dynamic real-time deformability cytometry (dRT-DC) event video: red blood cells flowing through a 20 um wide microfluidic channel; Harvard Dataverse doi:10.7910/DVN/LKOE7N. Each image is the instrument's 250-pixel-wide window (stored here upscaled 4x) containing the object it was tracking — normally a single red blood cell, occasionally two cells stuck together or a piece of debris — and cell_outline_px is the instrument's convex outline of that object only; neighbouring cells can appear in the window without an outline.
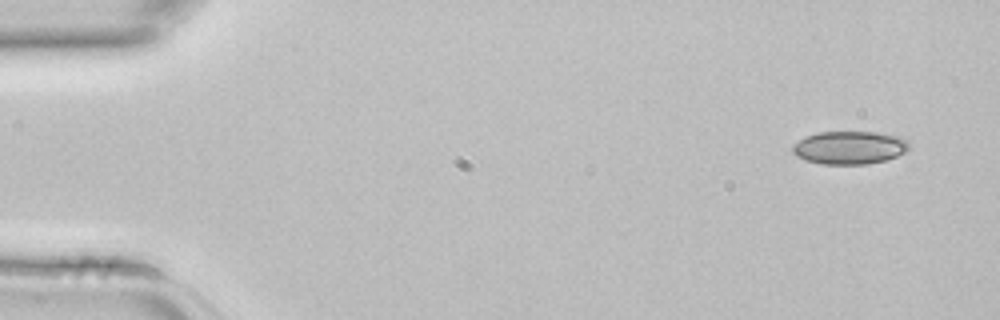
{"species": "common noctule bat (a hibernating species)", "species_latin": "Nyctalus noctula", "temperature_condition": "room temperature", "stored_images_in_passage": 3, "camera_frame_rate_fps": 3000, "um_per_image_px": 0.085, "animal": {"sex": "female", "body_mass_g": 22.7, "forearm_length_mm": 54.2}, "frame": {"image": 1, "passage_image": 1, "time_ms": 0.0, "image_size_px": [1000, 320], "cell_outline_px": [[912, 148], [896, 156], [884, 160], [868, 164], [820, 164], [796, 156], [792, 152], [792, 144], [804, 136], [816, 132], [876, 132], [900, 136], [908, 140]], "centroid_in_image_um": [72.21, 12.53], "position_along_channel_um": 12.8, "area_um2": 22.72}}